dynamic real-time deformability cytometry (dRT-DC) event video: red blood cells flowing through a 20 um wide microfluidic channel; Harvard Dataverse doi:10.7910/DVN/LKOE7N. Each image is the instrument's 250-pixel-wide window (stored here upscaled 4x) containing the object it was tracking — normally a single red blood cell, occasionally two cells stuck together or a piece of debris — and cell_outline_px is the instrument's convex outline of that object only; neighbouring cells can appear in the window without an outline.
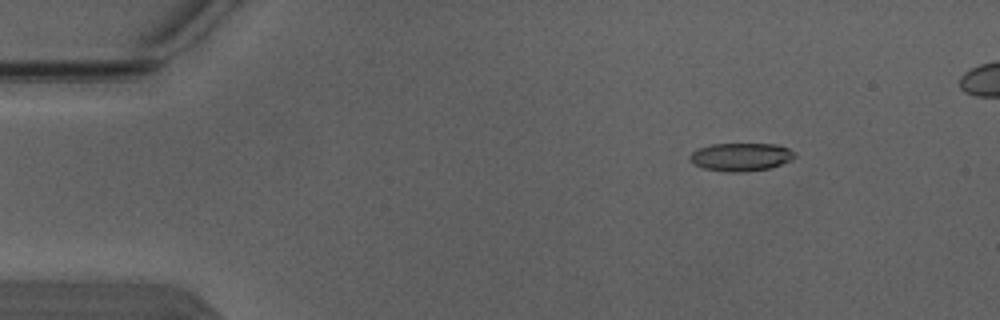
{"species": "Egyptian fruit bat (a non-hibernating species)", "species_latin": "Rousettus aegyptiacus", "temperature_condition": "warm", "stored_images_in_passage": 5, "camera_frame_rate_fps": 3000, "um_per_image_px": 0.085, "animal": {"sex": "male"}, "frame": {"image": 1, "passage_image": 2, "time_ms": 0.333, "image_size_px": [1000, 320], "cell_outline_px": [[796, 156], [792, 160], [768, 168], [740, 172], [728, 172], [704, 168], [696, 164], [688, 156], [692, 152], [700, 148], [712, 144], [776, 144], [788, 148], [796, 152]], "centroid_in_image_um": [63.02, 13.33], "position_along_channel_um": 22.0, "area_um2": 16.94}}